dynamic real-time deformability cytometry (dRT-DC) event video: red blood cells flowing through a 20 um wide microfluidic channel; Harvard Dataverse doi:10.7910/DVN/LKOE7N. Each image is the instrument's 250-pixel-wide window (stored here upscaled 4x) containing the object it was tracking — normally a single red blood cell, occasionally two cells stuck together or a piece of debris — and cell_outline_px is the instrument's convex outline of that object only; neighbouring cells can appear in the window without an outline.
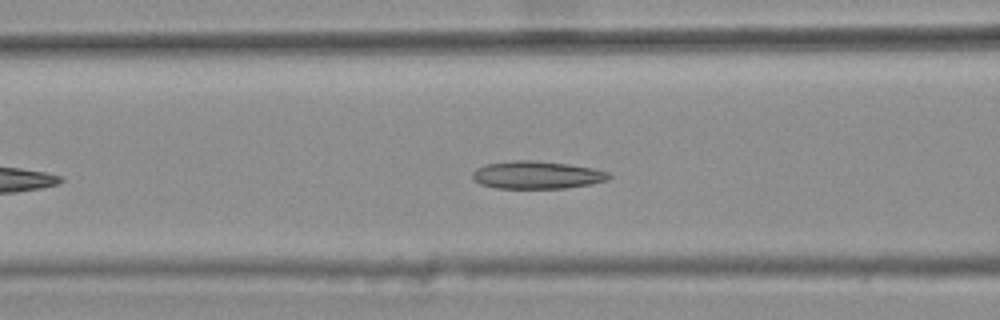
{"species": "common noctule bat (a hibernating species)", "species_latin": "Nyctalus noctula", "temperature_condition": "warm", "stored_images_in_passage": 19, "camera_frame_rate_fps": 3000, "um_per_image_px": 0.085, "animal": {"sex": "female", "body_mass_g": 25.1}, "frame": {"image": 1, "passage_image": 11, "time_ms": 3.333, "image_size_px": [1000, 320], "cell_outline_px": [[612, 176], [604, 180], [588, 184], [564, 188], [496, 188], [480, 184], [472, 180], [472, 172], [476, 168], [484, 164], [512, 160], [532, 160], [568, 164], [592, 168], [608, 172]], "centroid_in_image_um": [45.54, 14.86], "position_along_channel_um": 121.1, "area_um2": 21.96}}
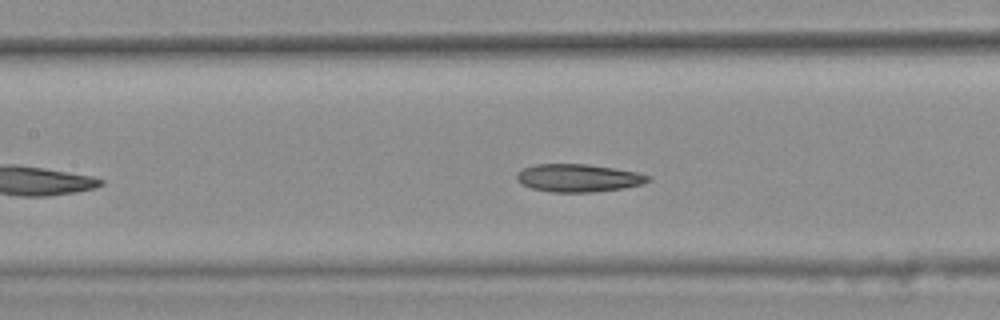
{"frame": {"image": 2, "passage_image": 14, "time_ms": 4.333, "image_size_px": [1000, 320], "cell_outline_px": [[652, 180], [640, 184], [624, 188], [592, 192], [552, 192], [532, 188], [520, 184], [516, 180], [516, 172], [524, 168], [536, 164], [588, 164], [636, 172], [652, 176]], "centroid_in_image_um": [49.14, 15.13], "position_along_channel_um": 158.3, "area_um2": 21.33}}